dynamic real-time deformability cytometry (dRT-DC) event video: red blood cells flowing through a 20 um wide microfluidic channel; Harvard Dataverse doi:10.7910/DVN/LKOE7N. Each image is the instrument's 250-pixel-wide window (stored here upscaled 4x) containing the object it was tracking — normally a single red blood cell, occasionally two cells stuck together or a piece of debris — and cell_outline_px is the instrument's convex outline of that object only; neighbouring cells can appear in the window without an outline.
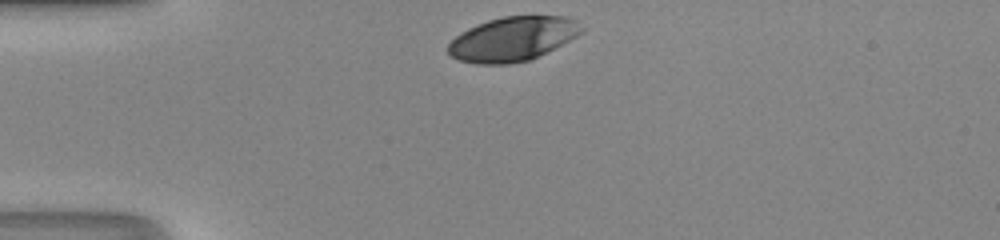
{"species": "human", "species_latin": "Homo sapiens", "temperature_condition": "room temperature", "stored_images_in_passage": 29, "camera_frame_rate_fps": 3000, "um_per_image_px": 0.085, "donor": {"sex": "male"}, "frame": {"image": 1, "passage_image": 1, "time_ms": 0.0, "image_size_px": [1000, 240], "cell_outline_px": [[584, 28], [576, 36], [528, 60], [508, 64], [476, 64], [460, 60], [452, 56], [448, 52], [448, 44], [460, 32], [476, 24], [488, 20], [504, 16], [568, 16], [576, 20]], "centroid_in_image_um": [43.54, 3.29], "position_along_channel_um": 41.5, "area_um2": 33.99}}
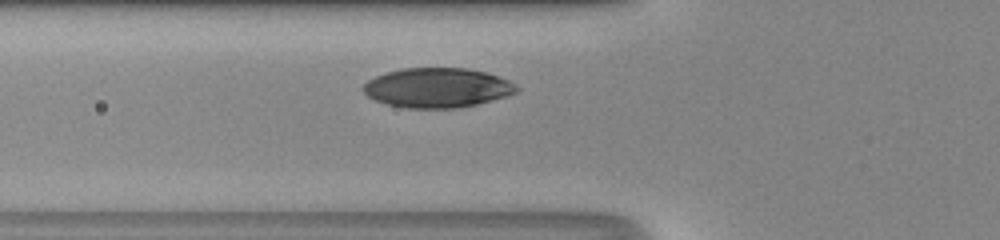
{"frame": {"image": 2, "passage_image": 7, "time_ms": 2.0, "image_size_px": [1000, 240], "cell_outline_px": [[520, 88], [516, 92], [508, 96], [476, 104], [456, 108], [404, 108], [388, 104], [376, 100], [368, 96], [364, 92], [364, 84], [368, 80], [376, 76], [388, 72], [404, 68], [464, 68], [484, 72], [508, 80], [516, 84]], "centroid_in_image_um": [37.19, 7.46], "position_along_channel_um": 88.6, "area_um2": 35.14}}
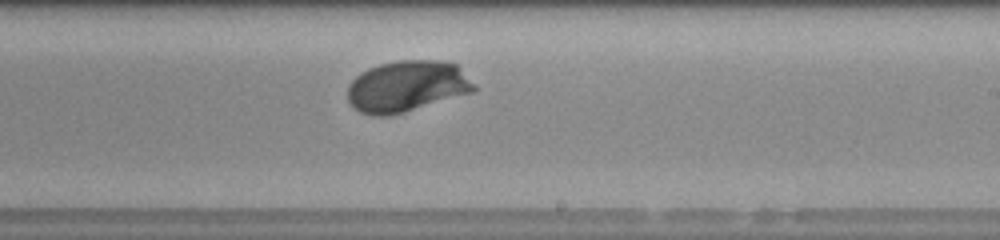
{"frame": {"image": 3, "passage_image": 19, "time_ms": 6.0, "image_size_px": [1000, 240], "cell_outline_px": [[476, 88], [472, 92], [404, 112], [388, 116], [372, 116], [360, 112], [352, 108], [348, 100], [348, 84], [360, 72], [368, 68], [380, 64], [396, 60], [440, 60], [456, 64]], "centroid_in_image_um": [34.52, 7.34], "position_along_channel_um": 254.5, "area_um2": 37.63}, "authors_computed_cell_mechanics": {"area_um2": 36.2984, "velocity_mm_per_s": 4.1478, "shape_relaxation_time_tau1_ms": 2.4606, "shape_relaxation_time_tau2_ms": null, "deformation_change_tau1": 0.1505, "deformation_change_tau2": null}}